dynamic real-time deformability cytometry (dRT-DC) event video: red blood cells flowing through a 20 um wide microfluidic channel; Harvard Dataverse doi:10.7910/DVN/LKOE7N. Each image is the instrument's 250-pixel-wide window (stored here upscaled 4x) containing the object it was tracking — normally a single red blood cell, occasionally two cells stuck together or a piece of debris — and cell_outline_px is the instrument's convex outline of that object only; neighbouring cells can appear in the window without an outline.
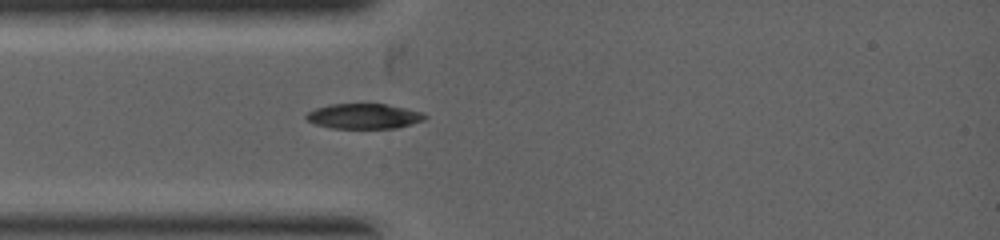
{"species": "common noctule bat (a hibernating species)", "species_latin": "Nyctalus noctula", "temperature_condition": "warm", "stored_images_in_passage": 4, "camera_frame_rate_fps": 5000, "um_per_image_px": 0.085, "animal": {"sex": "female", "body_mass_g": 19.0, "forearm_length_mm": 53.3}, "frame": {"image": 1, "passage_image": 2, "time_ms": 0.4, "image_size_px": [1000, 240], "cell_outline_px": [[428, 116], [424, 120], [396, 128], [332, 128], [316, 124], [308, 120], [304, 116], [308, 112], [316, 108], [328, 104], [384, 104], [404, 108], [420, 112]], "centroid_in_image_um": [30.91, 9.88], "position_along_channel_um": 54.1, "area_um2": 17.17}}
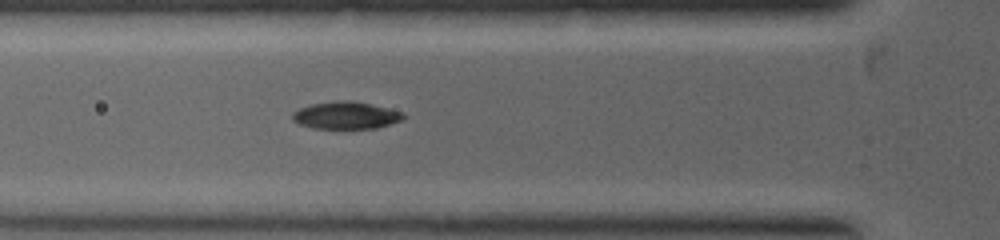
{"frame": {"image": 2, "passage_image": 4, "time_ms": 1.0, "image_size_px": [1000, 240], "cell_outline_px": [[408, 116], [404, 120], [376, 128], [312, 128], [300, 124], [292, 120], [292, 112], [300, 108], [312, 104], [340, 100], [352, 100], [404, 112]], "centroid_in_image_um": [29.44, 9.8], "position_along_channel_um": 96.4, "area_um2": 17.69}}